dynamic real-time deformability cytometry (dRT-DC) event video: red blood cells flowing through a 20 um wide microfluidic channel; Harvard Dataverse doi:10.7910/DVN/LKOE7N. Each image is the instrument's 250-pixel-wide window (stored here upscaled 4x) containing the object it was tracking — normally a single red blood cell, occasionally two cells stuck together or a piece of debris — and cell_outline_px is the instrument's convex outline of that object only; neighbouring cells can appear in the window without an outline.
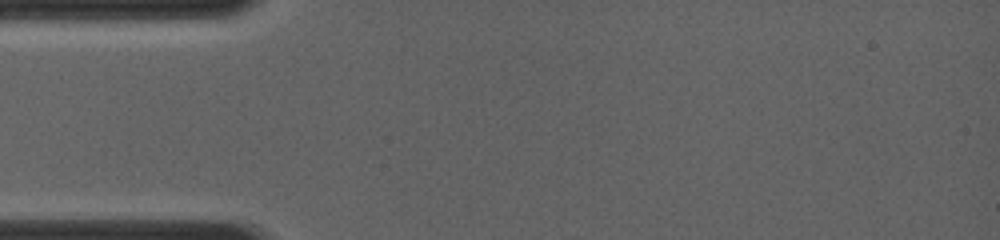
{"species": "common noctule bat (a hibernating species)", "species_latin": "Nyctalus noctula", "temperature_condition": "room temperature", "stored_images_in_passage": 1, "camera_frame_rate_fps": 4000, "um_per_image_px": 0.085, "animal": {"sex": "female", "body_mass_g": 19.0, "forearm_length_mm": 56.7}, "frame": {"image": 1, "passage_image": 1, "time_ms": 0.0, "image_size_px": [1000, 240], "cell_outline_px": [[624, 168], [620, 176], [612, 184], [588, 196], [576, 196], [560, 180], [564, 172], [604, 148], [612, 144], [624, 164]], "centroid_in_image_um": [50.51, 14.68], "position_along_channel_um": 34.5, "area_um2": 13.93}}